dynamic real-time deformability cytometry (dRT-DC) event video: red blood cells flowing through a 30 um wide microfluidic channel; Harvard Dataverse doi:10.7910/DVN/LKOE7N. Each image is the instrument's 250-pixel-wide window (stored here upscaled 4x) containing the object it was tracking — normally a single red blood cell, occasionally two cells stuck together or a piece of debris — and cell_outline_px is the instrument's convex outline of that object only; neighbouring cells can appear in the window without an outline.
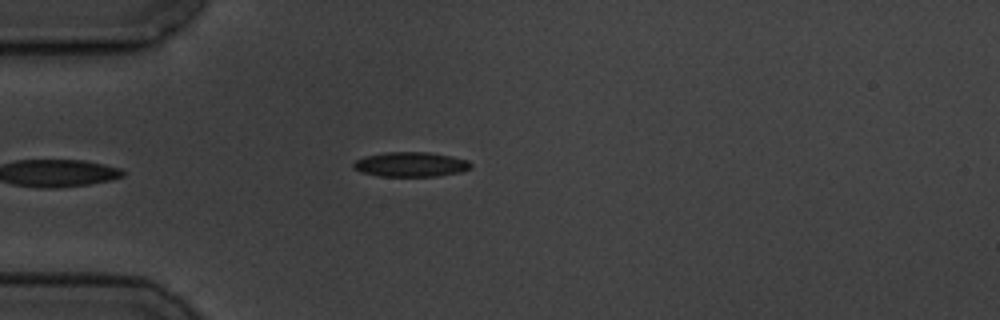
{"species": "common noctule bat (a hibernating species)", "species_latin": "Nyctalus noctula", "temperature_condition": "cold", "stored_images_in_passage": 2, "camera_frame_rate_fps": 3000, "um_per_image_px": 0.085, "animal": {"sex": "male", "body_mass_g": 19.5, "forearm_length_mm": 54.6}, "frame": {"image": 1, "passage_image": 2, "time_ms": 1.0, "image_size_px": [1000, 320], "cell_outline_px": [[472, 168], [460, 172], [436, 176], [380, 176], [360, 172], [352, 168], [352, 164], [356, 160], [364, 156], [384, 152], [428, 152], [452, 156], [468, 160], [472, 164]], "centroid_in_image_um": [34.9, 13.97], "position_along_channel_um": 50.1, "area_um2": 17.05}}